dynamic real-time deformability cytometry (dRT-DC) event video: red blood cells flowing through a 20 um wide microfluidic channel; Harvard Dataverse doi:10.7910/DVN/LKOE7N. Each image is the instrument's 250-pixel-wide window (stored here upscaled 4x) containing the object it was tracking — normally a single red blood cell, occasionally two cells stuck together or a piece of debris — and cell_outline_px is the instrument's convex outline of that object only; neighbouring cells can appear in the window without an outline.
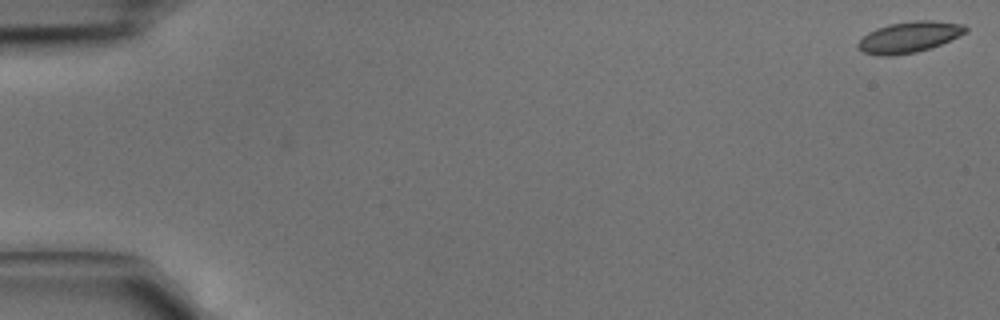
{"species": "common noctule bat (a hibernating species)", "species_latin": "Nyctalus noctula", "temperature_condition": "cold", "stored_images_in_passage": 4, "camera_frame_rate_fps": 3000, "um_per_image_px": 0.085, "animal": {"sex": "male", "body_mass_g": 15.6}, "frame": {"image": 1, "passage_image": 1, "time_ms": 0.0, "image_size_px": [1000, 320], "cell_outline_px": [[968, 32], [940, 44], [916, 52], [892, 56], [880, 56], [864, 52], [856, 44], [868, 32], [876, 28], [888, 24], [916, 20], [932, 20], [964, 24], [968, 28]], "centroid_in_image_um": [77.29, 3.14], "position_along_channel_um": 7.7, "area_um2": 19.36}}